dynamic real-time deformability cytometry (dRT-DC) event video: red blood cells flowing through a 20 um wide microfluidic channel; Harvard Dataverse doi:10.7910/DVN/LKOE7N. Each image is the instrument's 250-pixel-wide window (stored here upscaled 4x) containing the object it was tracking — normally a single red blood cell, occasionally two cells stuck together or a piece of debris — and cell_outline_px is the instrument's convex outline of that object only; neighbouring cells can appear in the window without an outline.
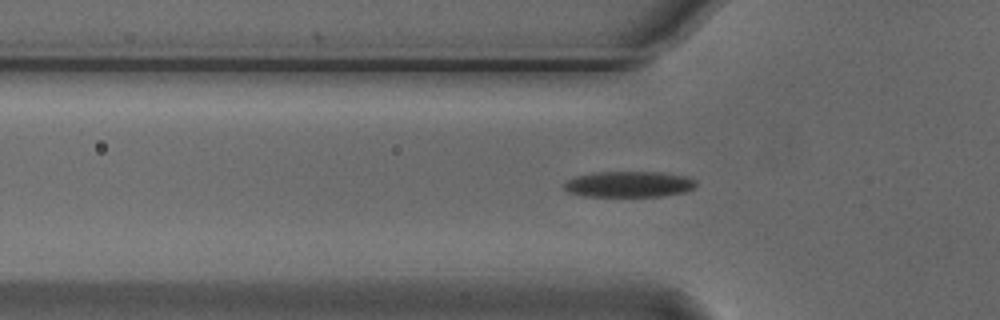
{"species": "Egyptian fruit bat (a non-hibernating species)", "species_latin": "Rousettus aegyptiacus", "temperature_condition": "cold", "stored_images_in_passage": 42, "camera_frame_rate_fps": 3000, "um_per_image_px": 0.085, "animal": {"sex": "male"}, "frame": {"image": 1, "passage_image": 4, "time_ms": 1.0, "image_size_px": [1000, 320], "cell_outline_px": [[696, 184], [692, 188], [684, 192], [664, 196], [584, 196], [568, 192], [564, 188], [564, 184], [568, 180], [576, 176], [592, 172], [660, 172], [684, 176], [696, 180]], "centroid_in_image_um": [53.44, 15.66], "position_along_channel_um": 72.4, "area_um2": 19.83}}
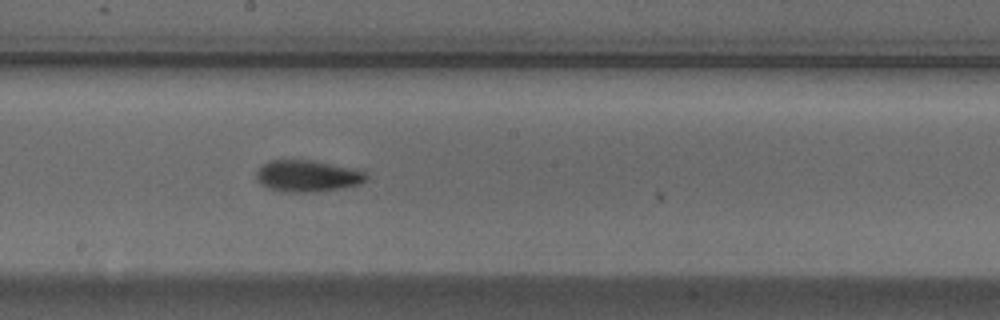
{"frame": {"image": 2, "passage_image": 16, "time_ms": 5.0, "image_size_px": [1000, 320], "cell_outline_px": [[368, 176], [360, 184], [340, 188], [312, 192], [280, 192], [268, 188], [260, 184], [256, 180], [256, 172], [268, 160], [312, 160], [364, 172]], "centroid_in_image_um": [26.04, 14.97], "position_along_channel_um": 222.2, "area_um2": 19.94}}
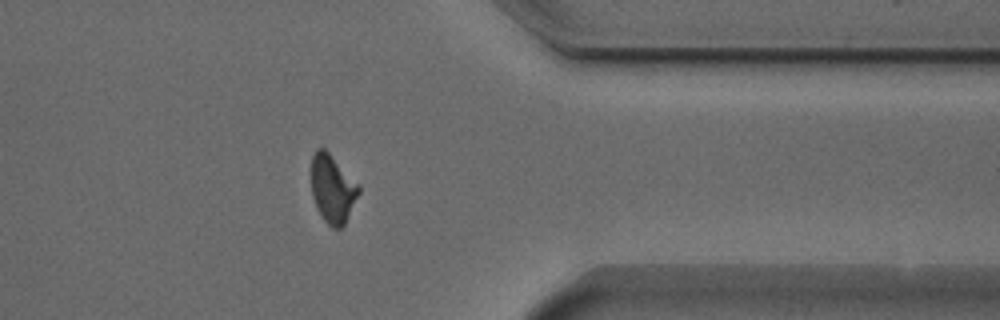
{"frame": {"image": 3, "passage_image": 30, "time_ms": 9.667, "image_size_px": [1000, 320], "cell_outline_px": [[360, 192], [344, 224], [340, 228], [332, 228], [324, 220], [312, 196], [312, 156], [316, 148], [324, 148], [328, 152], [360, 188]], "centroid_in_image_um": [28.25, 16.06], "position_along_channel_um": 383.2, "area_um2": 18.15}, "authors_computed_cell_mechanics": {"area_um2": 18.9873, "velocity_mm_per_s": 3.7386, "shape_relaxation_time_tau1_ms": 2.9497, "shape_relaxation_time_tau2_ms": 3.6739, "deformation_change_tau1": 0.136, "deformation_change_tau2": 0.1062}}